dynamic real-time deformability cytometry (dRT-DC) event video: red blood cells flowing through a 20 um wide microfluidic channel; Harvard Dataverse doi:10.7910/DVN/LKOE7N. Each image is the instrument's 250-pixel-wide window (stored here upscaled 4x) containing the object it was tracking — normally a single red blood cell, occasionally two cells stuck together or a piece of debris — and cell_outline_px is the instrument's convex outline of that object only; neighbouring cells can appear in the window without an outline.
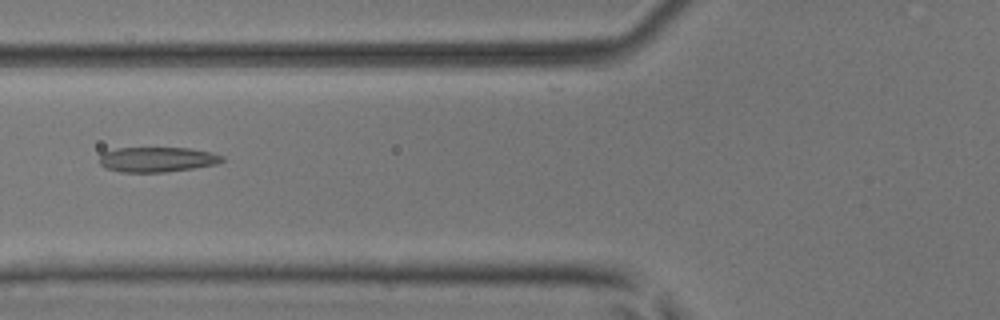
{"species": "common noctule bat (a hibernating species)", "species_latin": "Nyctalus noctula", "temperature_condition": "room temperature", "stored_images_in_passage": 6, "camera_frame_rate_fps": 3000, "um_per_image_px": 0.085, "animal": {"sex": "male", "body_mass_g": 17.9, "forearm_length_mm": 54.2}, "frame": {"image": 1, "passage_image": 5, "time_ms": 1.333, "image_size_px": [1000, 320], "cell_outline_px": [[224, 160], [216, 164], [192, 168], [164, 172], [120, 172], [104, 168], [100, 164], [100, 152], [116, 148], [188, 148], [212, 152], [224, 156]], "centroid_in_image_um": [13.32, 13.55], "position_along_channel_um": 112.5, "area_um2": 17.98}}
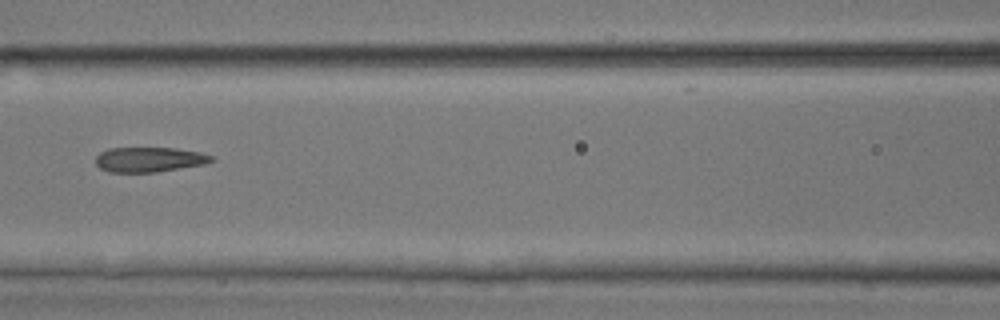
{"frame": {"image": 2, "passage_image": 6, "time_ms": 1.667, "image_size_px": [1000, 320], "cell_outline_px": [[212, 160], [204, 164], [156, 172], [108, 172], [100, 168], [96, 164], [96, 156], [100, 152], [108, 148], [176, 148], [200, 152], [212, 156]], "centroid_in_image_um": [12.64, 13.56], "position_along_channel_um": 154.0, "area_um2": 16.7}}